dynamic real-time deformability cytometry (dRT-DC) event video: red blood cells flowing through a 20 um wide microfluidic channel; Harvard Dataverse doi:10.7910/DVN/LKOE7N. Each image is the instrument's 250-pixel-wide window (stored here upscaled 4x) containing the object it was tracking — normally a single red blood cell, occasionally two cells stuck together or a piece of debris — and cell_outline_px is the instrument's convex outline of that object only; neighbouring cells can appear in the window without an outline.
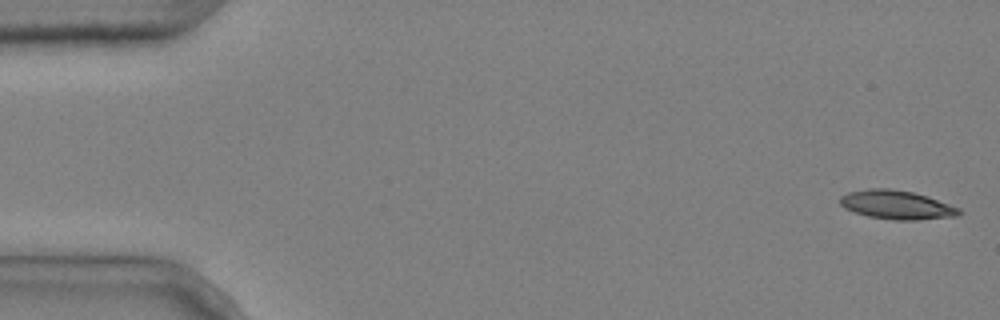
{"species": "common noctule bat (a hibernating species)", "species_latin": "Nyctalus noctula", "temperature_condition": "cold", "stored_images_in_passage": 5, "camera_frame_rate_fps": 3000, "um_per_image_px": 0.085, "animal": {"sex": "male", "body_mass_g": 20.4}, "frame": {"image": 1, "passage_image": 1, "time_ms": 0.0, "image_size_px": [1000, 320], "cell_outline_px": [[964, 212], [956, 216], [916, 220], [896, 220], [868, 216], [844, 208], [840, 204], [840, 196], [848, 192], [868, 188], [892, 188], [912, 192], [928, 196], [960, 208]], "centroid_in_image_um": [76.23, 17.4], "position_along_channel_um": 8.8, "area_um2": 20.06}}
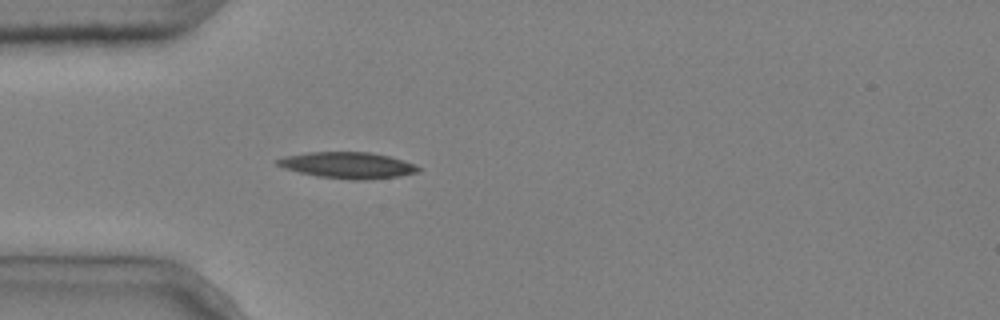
{"frame": {"image": 2, "passage_image": 5, "time_ms": 1.333, "image_size_px": [1000, 320], "cell_outline_px": [[420, 172], [400, 176], [368, 180], [352, 180], [316, 176], [284, 168], [276, 164], [276, 160], [288, 156], [308, 152], [368, 152], [388, 156], [404, 160], [416, 164], [420, 168]], "centroid_in_image_um": [29.62, 14.05], "position_along_channel_um": 55.4, "area_um2": 21.56}}